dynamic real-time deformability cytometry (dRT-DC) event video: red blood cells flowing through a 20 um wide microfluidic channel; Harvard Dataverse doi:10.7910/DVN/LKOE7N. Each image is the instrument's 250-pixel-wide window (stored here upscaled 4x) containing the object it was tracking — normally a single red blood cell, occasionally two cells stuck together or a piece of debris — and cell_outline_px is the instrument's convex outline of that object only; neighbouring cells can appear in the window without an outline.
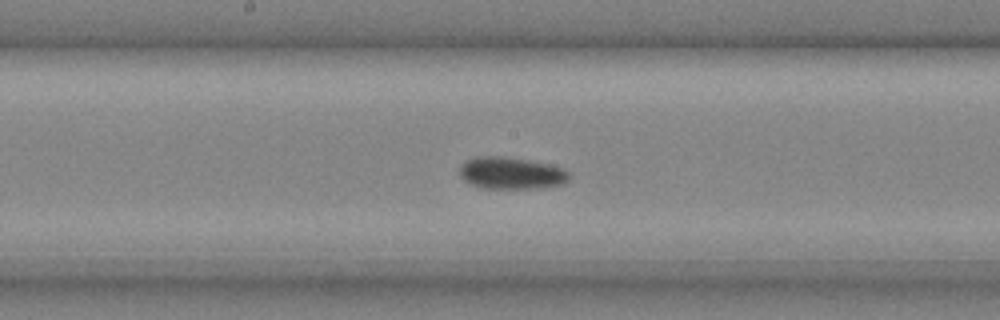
{"species": "common noctule bat (a hibernating species)", "species_latin": "Nyctalus noctula", "temperature_condition": "cold", "stored_images_in_passage": 25, "camera_frame_rate_fps": 3000, "um_per_image_px": 0.085, "animal": {"sex": "male", "body_mass_g": 20.4}, "frame": {"image": 1, "passage_image": 9, "time_ms": 2.667, "image_size_px": [1000, 320], "cell_outline_px": [[568, 180], [560, 184], [544, 188], [480, 188], [464, 180], [460, 176], [460, 168], [468, 160], [476, 156], [504, 156], [528, 160], [548, 164], [560, 168], [568, 172]], "centroid_in_image_um": [43.43, 14.72], "position_along_channel_um": 204.8, "area_um2": 20.17}}
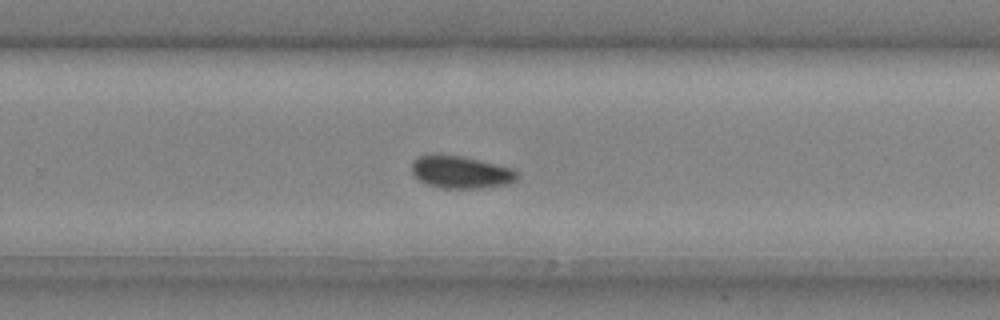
{"frame": {"image": 2, "passage_image": 14, "time_ms": 4.333, "image_size_px": [1000, 320], "cell_outline_px": [[520, 176], [516, 180], [508, 184], [480, 188], [440, 188], [424, 184], [412, 172], [412, 160], [420, 156], [440, 152], [480, 160], [516, 168]], "centroid_in_image_um": [39.19, 14.61], "position_along_channel_um": 290.6, "area_um2": 20.46}}
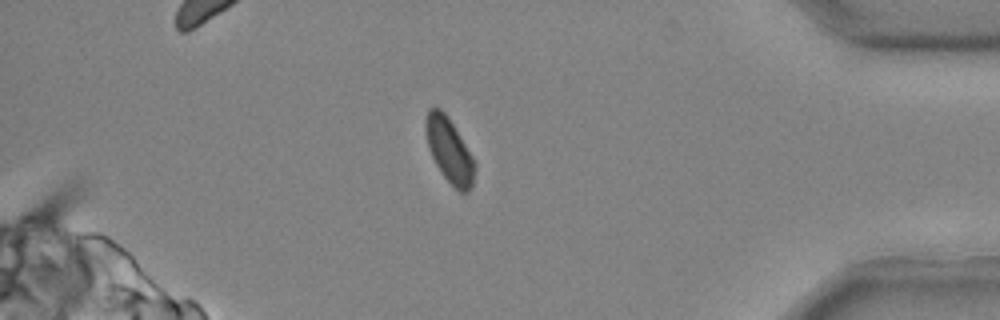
{"frame": {"image": 3, "passage_image": 22, "time_ms": 7.0, "image_size_px": [1000, 320], "cell_outline_px": [[476, 168], [472, 188], [468, 192], [460, 192], [444, 176], [436, 164], [428, 148], [424, 128], [424, 120], [428, 108], [440, 108], [448, 116], [472, 156], [476, 164]], "centroid_in_image_um": [38.18, 12.76], "position_along_channel_um": 397.0, "area_um2": 18.5}}